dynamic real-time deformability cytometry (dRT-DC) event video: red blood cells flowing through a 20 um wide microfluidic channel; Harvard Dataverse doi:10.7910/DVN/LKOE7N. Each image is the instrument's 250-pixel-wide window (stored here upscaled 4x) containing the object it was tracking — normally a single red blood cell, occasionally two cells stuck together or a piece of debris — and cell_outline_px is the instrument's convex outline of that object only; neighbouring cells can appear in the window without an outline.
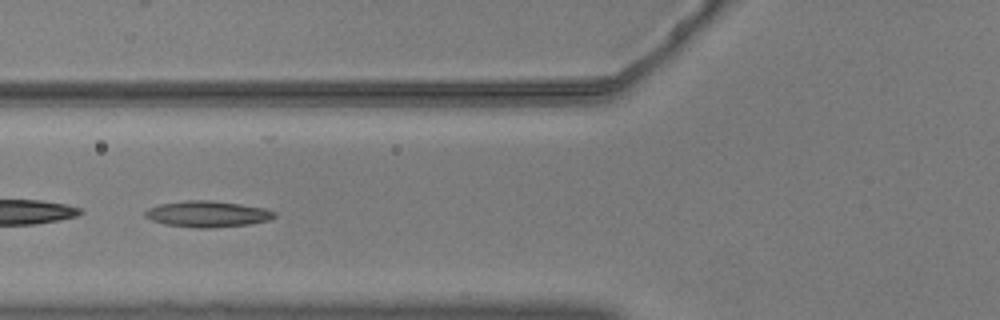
{"species": "common noctule bat (a hibernating species)", "species_latin": "Nyctalus noctula", "temperature_condition": "warm", "stored_images_in_passage": 14, "camera_frame_rate_fps": 3000, "um_per_image_px": 0.085, "animal": {"sex": "male", "body_mass_g": 20.5, "forearm_length_mm": 52.5}, "frame": {"image": 1, "passage_image": 5, "time_ms": 1.333, "image_size_px": [1000, 320], "cell_outline_px": [[276, 216], [268, 220], [248, 224], [208, 228], [196, 228], [164, 224], [152, 220], [144, 216], [144, 212], [148, 208], [160, 204], [188, 200], [208, 200], [240, 204], [264, 208], [276, 212]], "centroid_in_image_um": [17.61, 18.19], "position_along_channel_um": 108.2, "area_um2": 19.54}}
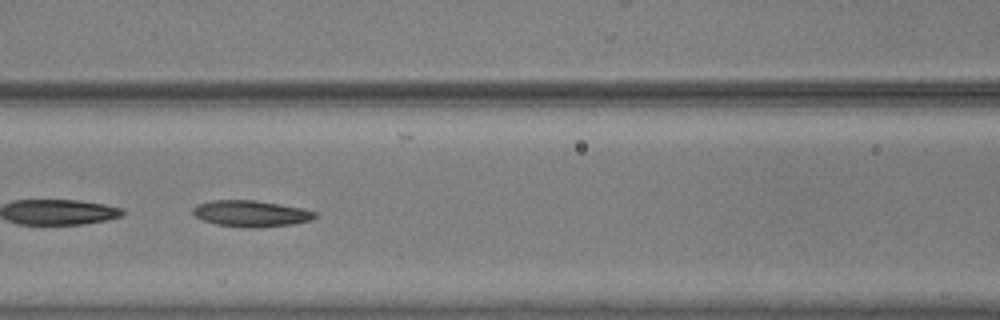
{"frame": {"image": 2, "passage_image": 8, "time_ms": 2.333, "image_size_px": [1000, 320], "cell_outline_px": [[316, 216], [312, 220], [292, 224], [252, 228], [244, 228], [216, 224], [204, 220], [196, 216], [192, 212], [192, 208], [196, 204], [212, 200], [256, 200], [304, 208], [316, 212]], "centroid_in_image_um": [21.33, 18.15], "position_along_channel_um": 145.3, "area_um2": 18.79}}